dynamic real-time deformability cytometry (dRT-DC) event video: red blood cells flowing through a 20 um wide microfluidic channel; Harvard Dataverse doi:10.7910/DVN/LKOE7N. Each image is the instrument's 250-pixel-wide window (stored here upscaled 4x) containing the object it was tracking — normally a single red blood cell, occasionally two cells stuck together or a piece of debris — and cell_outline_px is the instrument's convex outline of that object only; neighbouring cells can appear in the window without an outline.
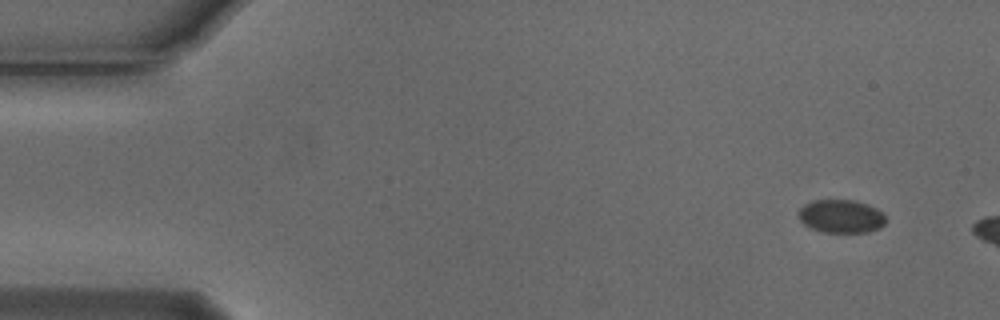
{"species": "Egyptian fruit bat (a non-hibernating species)", "species_latin": "Rousettus aegyptiacus", "temperature_condition": "cold", "stored_images_in_passage": 3, "camera_frame_rate_fps": 3000, "um_per_image_px": 0.085, "animal": {"sex": "male"}, "frame": {"image": 1, "passage_image": 1, "time_ms": 0.0, "image_size_px": [1000, 320], "cell_outline_px": [[888, 220], [880, 228], [868, 232], [820, 232], [804, 224], [800, 220], [796, 212], [804, 204], [812, 200], [856, 200], [868, 204], [884, 212]], "centroid_in_image_um": [71.51, 18.38], "position_along_channel_um": 13.5, "area_um2": 17.28}}